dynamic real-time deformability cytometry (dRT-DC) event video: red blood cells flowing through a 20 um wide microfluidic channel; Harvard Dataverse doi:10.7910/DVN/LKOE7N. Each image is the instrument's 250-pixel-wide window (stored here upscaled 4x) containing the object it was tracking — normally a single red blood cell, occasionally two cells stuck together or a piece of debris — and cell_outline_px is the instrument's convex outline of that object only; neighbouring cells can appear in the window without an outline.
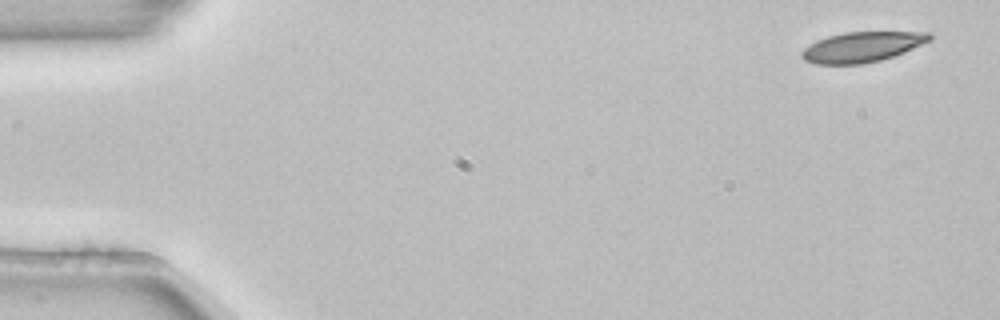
{"species": "common noctule bat (a hibernating species)", "species_latin": "Nyctalus noctula", "temperature_condition": "room temperature", "stored_images_in_passage": 4, "camera_frame_rate_fps": 3000, "um_per_image_px": 0.085, "animal": {"sex": "female", "body_mass_g": 22.7, "forearm_length_mm": 54.2}, "frame": {"image": 1, "passage_image": 1, "time_ms": 0.0, "image_size_px": [1000, 320], "cell_outline_px": [[932, 40], [904, 52], [880, 60], [864, 64], [816, 64], [804, 60], [800, 56], [800, 52], [804, 48], [816, 40], [828, 36], [844, 32], [932, 32]], "centroid_in_image_um": [73.27, 3.99], "position_along_channel_um": 11.7, "area_um2": 22.6}}